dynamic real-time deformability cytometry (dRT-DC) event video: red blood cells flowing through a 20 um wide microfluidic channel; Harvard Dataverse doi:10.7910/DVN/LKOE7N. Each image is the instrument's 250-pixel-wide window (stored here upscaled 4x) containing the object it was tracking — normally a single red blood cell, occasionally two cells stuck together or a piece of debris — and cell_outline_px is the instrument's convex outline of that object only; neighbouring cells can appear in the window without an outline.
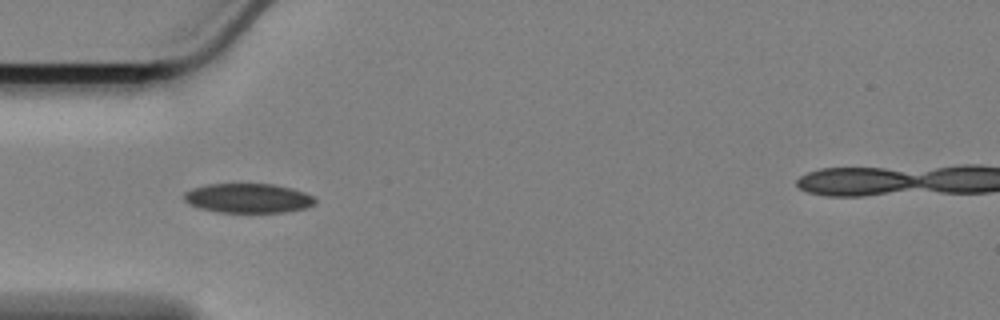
{"species": "Egyptian fruit bat (a non-hibernating species)", "species_latin": "Rousettus aegyptiacus", "temperature_condition": "cold", "stored_images_in_passage": 41, "camera_frame_rate_fps": 3000, "um_per_image_px": 0.085, "animal": {"sex": "female"}, "frame": {"image": 1, "passage_image": 1, "time_ms": 0.0, "image_size_px": [1000, 320], "cell_outline_px": [[316, 204], [304, 208], [288, 212], [220, 212], [200, 208], [188, 204], [184, 200], [184, 192], [192, 188], [208, 184], [272, 184], [292, 188], [304, 192], [312, 196], [316, 200]], "centroid_in_image_um": [21.09, 16.84], "position_along_channel_um": 63.9, "area_um2": 22.48}}
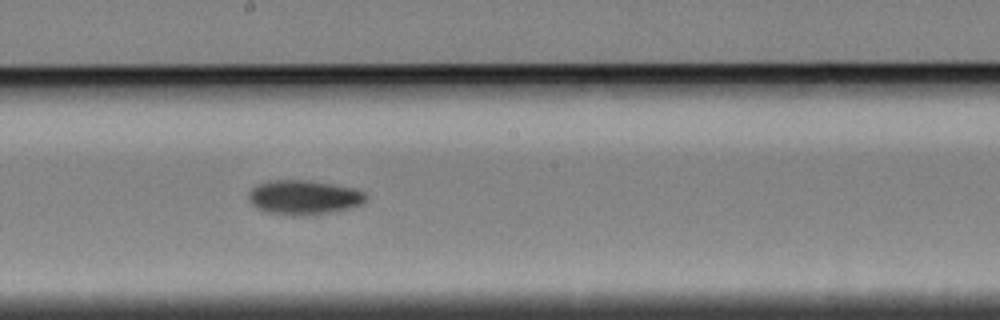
{"frame": {"image": 2, "passage_image": 15, "time_ms": 4.667, "image_size_px": [1000, 320], "cell_outline_px": [[368, 200], [364, 204], [352, 208], [332, 212], [308, 216], [292, 216], [268, 212], [256, 208], [248, 200], [248, 192], [256, 184], [268, 180], [308, 180], [356, 188], [364, 192], [368, 196]], "centroid_in_image_um": [25.86, 16.78], "position_along_channel_um": 222.3, "area_um2": 24.16}}
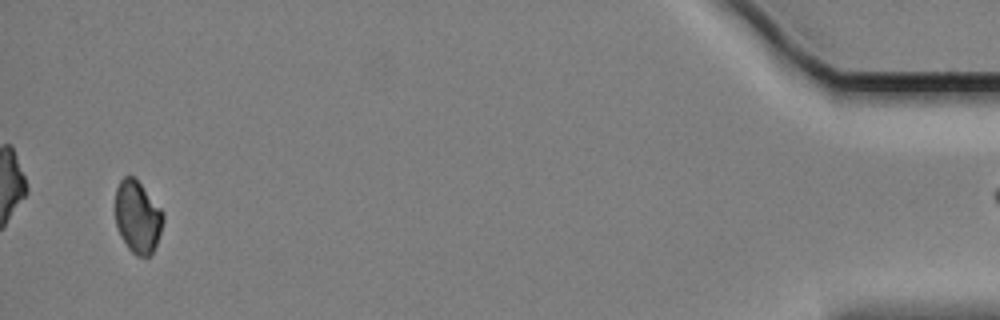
{"frame": {"image": 3, "passage_image": 40, "time_ms": 13.0, "image_size_px": [1000, 320], "cell_outline_px": [[164, 220], [156, 244], [152, 252], [148, 256], [136, 256], [128, 248], [120, 236], [116, 224], [116, 188], [120, 180], [124, 176], [136, 176], [164, 212]], "centroid_in_image_um": [11.7, 18.4], "position_along_channel_um": 423.5, "area_um2": 20.35}}